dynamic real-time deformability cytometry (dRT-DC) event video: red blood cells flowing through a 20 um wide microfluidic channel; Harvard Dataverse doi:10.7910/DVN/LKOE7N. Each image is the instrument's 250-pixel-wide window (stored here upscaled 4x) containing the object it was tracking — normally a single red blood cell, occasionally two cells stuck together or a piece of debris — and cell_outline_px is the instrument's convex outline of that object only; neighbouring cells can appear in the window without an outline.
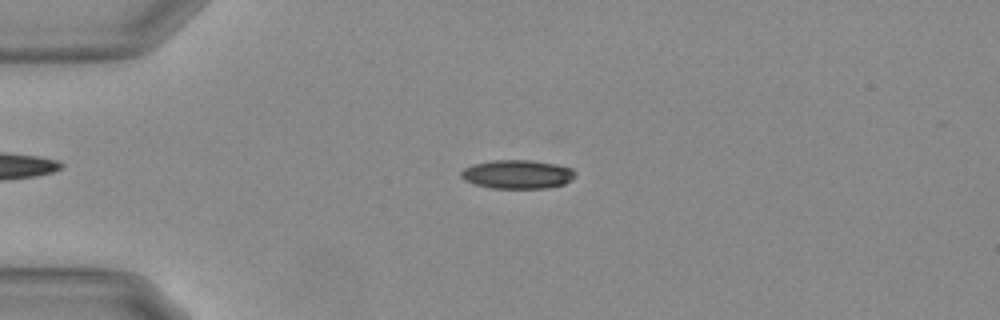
{"species": "Egyptian fruit bat (a non-hibernating species)", "species_latin": "Rousettus aegyptiacus", "temperature_condition": "warm", "stored_images_in_passage": 50, "camera_frame_rate_fps": 3000, "um_per_image_px": 0.085, "animal": {"sex": "female"}, "frame": {"image": 1, "passage_image": 8, "time_ms": 2.333, "image_size_px": [1000, 320], "cell_outline_px": [[576, 176], [564, 184], [544, 188], [492, 188], [476, 184], [464, 180], [460, 176], [460, 172], [464, 168], [472, 164], [492, 160], [532, 160], [556, 164], [572, 168], [576, 172]], "centroid_in_image_um": [43.98, 14.8], "position_along_channel_um": 41.0, "area_um2": 19.19}}
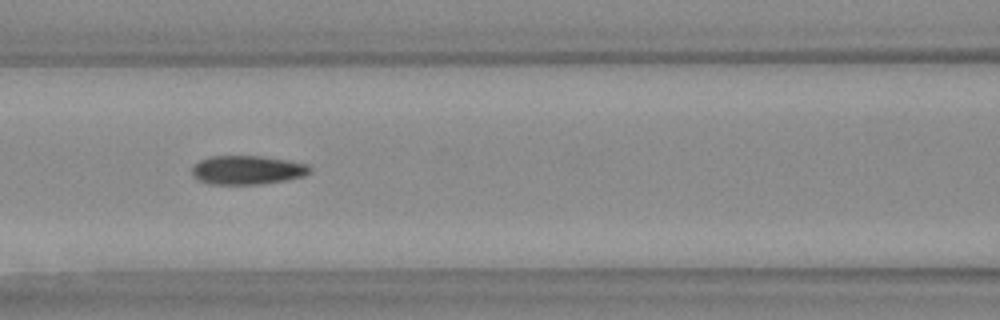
{"frame": {"image": 2, "passage_image": 19, "time_ms": 6.0, "image_size_px": [1000, 320], "cell_outline_px": [[312, 168], [304, 176], [284, 180], [260, 184], [212, 184], [200, 180], [192, 172], [192, 168], [200, 160], [212, 156], [264, 156], [288, 160], [308, 164]], "centroid_in_image_um": [21.06, 14.44], "position_along_channel_um": 145.5, "area_um2": 19.59}}
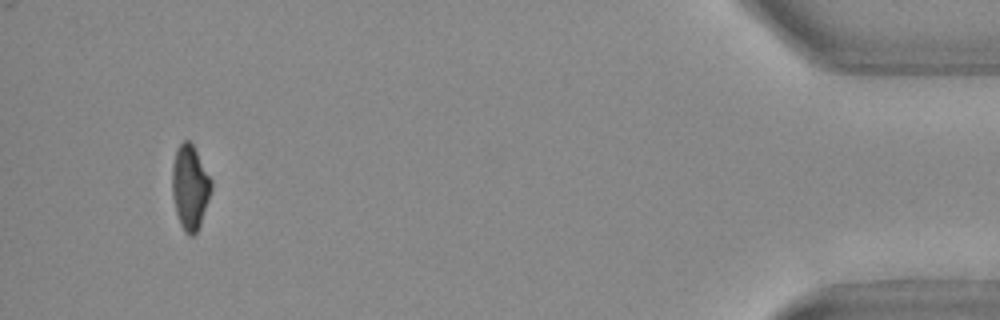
{"frame": {"image": 3, "passage_image": 47, "time_ms": 15.333, "image_size_px": [1000, 320], "cell_outline_px": [[212, 188], [200, 224], [196, 232], [192, 236], [188, 236], [184, 232], [180, 224], [176, 212], [172, 192], [172, 168], [176, 148], [184, 140], [188, 140], [192, 144], [212, 180]], "centroid_in_image_um": [16.14, 15.92], "position_along_channel_um": 419.1, "area_um2": 19.07}, "authors_computed_cell_mechanics": {"area_um2": 19.5653, "velocity_mm_per_s": 3.7071, "shape_relaxation_time_tau1_ms": 4.1457, "shape_relaxation_time_tau2_ms": 2.5233, "deformation_change_tau1": 0.1868, "deformation_change_tau2": 0.0989}}